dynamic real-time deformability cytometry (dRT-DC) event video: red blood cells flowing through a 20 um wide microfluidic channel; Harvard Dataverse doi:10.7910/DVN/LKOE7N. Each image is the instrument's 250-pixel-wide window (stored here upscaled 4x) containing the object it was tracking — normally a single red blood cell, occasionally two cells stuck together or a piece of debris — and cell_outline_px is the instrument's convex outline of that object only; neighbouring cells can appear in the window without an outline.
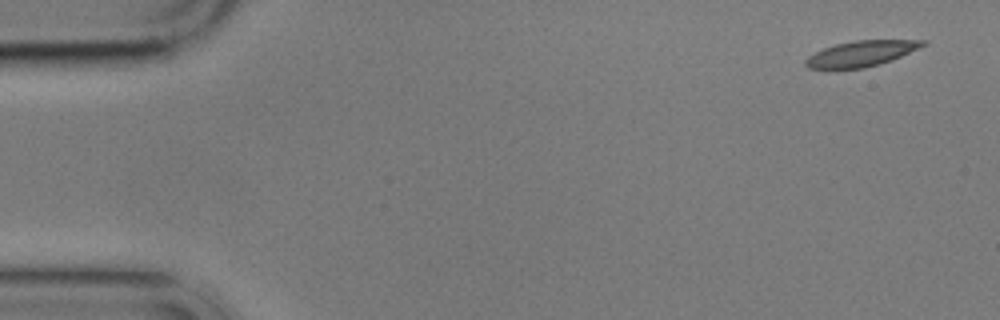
{"species": "common noctule bat (a hibernating species)", "species_latin": "Nyctalus noctula", "temperature_condition": "cold", "stored_images_in_passage": 5, "segment_of_instrument_passage": [1, 2], "camera_frame_rate_fps": 3000, "um_per_image_px": 0.085, "animal": {"sex": "male", "body_mass_g": 17.9}, "frame": {"image": 1, "passage_image": 1, "time_ms": 0.0, "image_size_px": [1000, 320], "cell_outline_px": [[928, 44], [900, 56], [880, 64], [864, 68], [808, 68], [804, 64], [804, 60], [808, 56], [824, 48], [836, 44], [852, 40], [928, 40]], "centroid_in_image_um": [73.21, 4.54], "position_along_channel_um": 11.8, "area_um2": 17.34}}
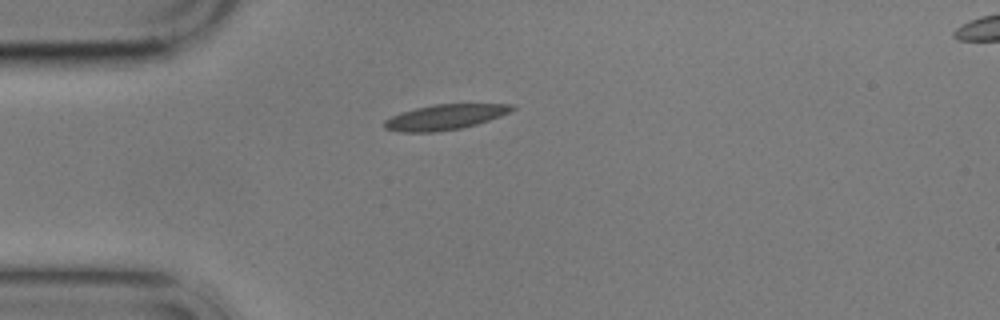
{"frame": {"image": 2, "passage_image": 4, "time_ms": 4.0, "image_size_px": [1000, 320], "cell_outline_px": [[516, 108], [500, 116], [476, 124], [460, 128], [436, 132], [400, 132], [384, 128], [384, 120], [392, 116], [416, 108], [432, 104], [512, 104]], "centroid_in_image_um": [37.8, 9.95], "position_along_channel_um": 47.2, "area_um2": 18.55}}